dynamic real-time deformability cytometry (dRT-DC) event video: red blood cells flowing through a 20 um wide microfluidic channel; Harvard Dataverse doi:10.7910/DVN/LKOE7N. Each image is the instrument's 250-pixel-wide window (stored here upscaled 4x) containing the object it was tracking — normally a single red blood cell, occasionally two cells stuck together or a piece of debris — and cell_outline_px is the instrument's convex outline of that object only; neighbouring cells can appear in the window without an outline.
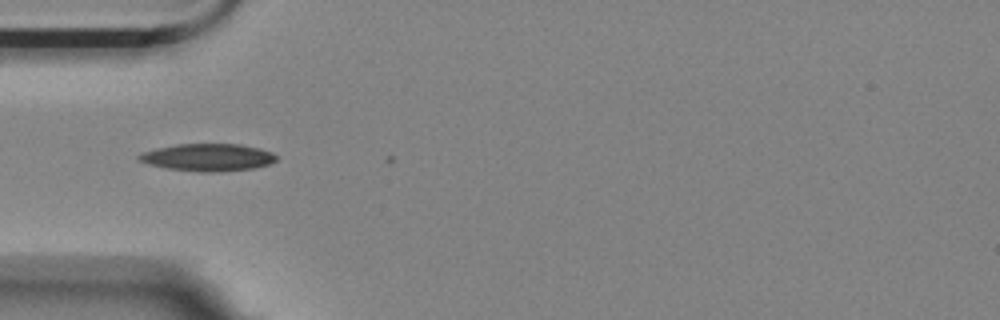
{"species": "Egyptian fruit bat (a non-hibernating species)", "species_latin": "Rousettus aegyptiacus", "temperature_condition": "room temperature", "stored_images_in_passage": 7, "camera_frame_rate_fps": 3000, "um_per_image_px": 0.085, "animal": {"sex": "female"}, "frame": {"image": 1, "passage_image": 3, "time_ms": 0.667, "image_size_px": [1000, 320], "cell_outline_px": [[276, 160], [268, 164], [252, 168], [220, 172], [200, 172], [168, 168], [148, 164], [136, 160], [136, 156], [144, 152], [176, 144], [240, 144], [260, 148], [272, 152], [276, 156]], "centroid_in_image_um": [17.66, 13.38], "position_along_channel_um": 67.3, "area_um2": 21.79}}